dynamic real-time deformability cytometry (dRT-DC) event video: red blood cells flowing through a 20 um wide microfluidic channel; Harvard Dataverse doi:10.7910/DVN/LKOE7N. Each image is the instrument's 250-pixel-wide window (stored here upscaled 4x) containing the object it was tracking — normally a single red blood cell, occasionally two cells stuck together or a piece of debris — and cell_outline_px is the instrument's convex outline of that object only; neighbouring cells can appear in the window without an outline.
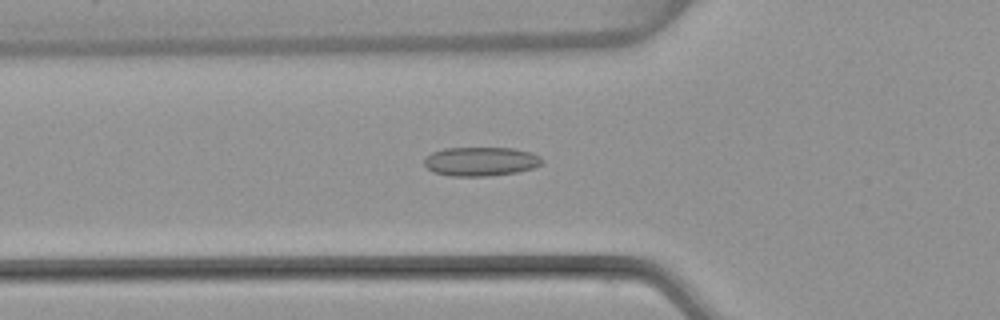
{"species": "common noctule bat (a hibernating species)", "species_latin": "Nyctalus noctula", "temperature_condition": "warm", "stored_images_in_passage": 52, "camera_frame_rate_fps": 3000, "um_per_image_px": 0.085, "animal": {"sex": "female", "body_mass_g": 22.7, "forearm_length_mm": 54.2}, "frame": {"image": 1, "passage_image": 18, "time_ms": 5.667, "image_size_px": [1000, 320], "cell_outline_px": [[544, 160], [540, 164], [532, 168], [516, 172], [488, 176], [448, 176], [432, 172], [424, 164], [424, 160], [432, 152], [444, 148], [512, 148], [532, 152], [540, 156]], "centroid_in_image_um": [40.86, 13.72], "position_along_channel_um": 84.9, "area_um2": 19.94}}
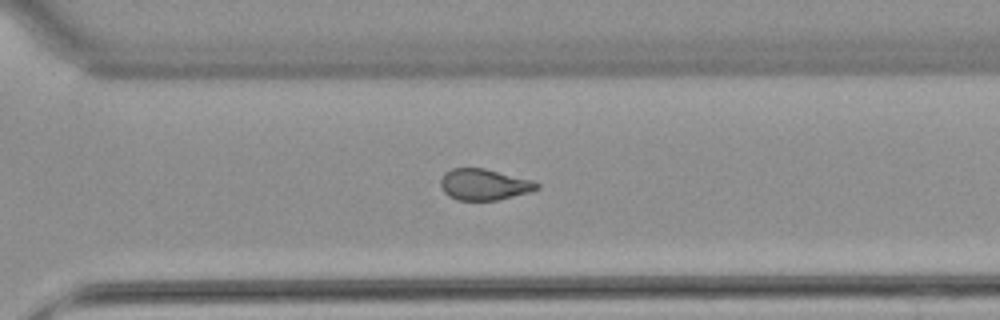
{"frame": {"image": 2, "passage_image": 37, "time_ms": 12.0, "image_size_px": [1000, 320], "cell_outline_px": [[540, 188], [528, 192], [496, 200], [456, 200], [448, 196], [444, 192], [440, 184], [440, 180], [444, 172], [452, 168], [484, 168], [532, 180], [540, 184]], "centroid_in_image_um": [41.11, 15.68], "position_along_channel_um": 329.5, "area_um2": 17.46}}
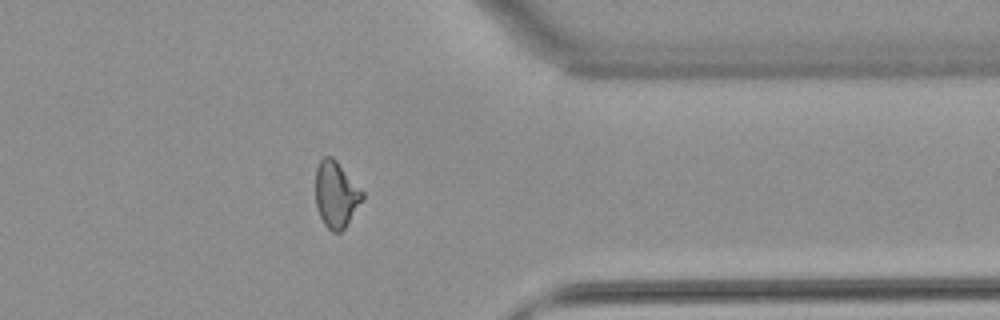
{"frame": {"image": 3, "passage_image": 42, "time_ms": 13.667, "image_size_px": [1000, 320], "cell_outline_px": [[364, 196], [344, 228], [340, 232], [332, 232], [324, 224], [320, 216], [316, 204], [316, 168], [320, 160], [324, 156], [332, 156], [336, 160], [364, 192]], "centroid_in_image_um": [28.55, 16.51], "position_along_channel_um": 382.9, "area_um2": 17.8}, "authors_computed_cell_mechanics": {"area_um2": 18.5827, "velocity_mm_per_s": 3.8617, "shape_relaxation_time_tau1_ms": null, "shape_relaxation_time_tau2_ms": 2.0759, "deformation_change_tau1": null, "deformation_change_tau2": 0.0889}}